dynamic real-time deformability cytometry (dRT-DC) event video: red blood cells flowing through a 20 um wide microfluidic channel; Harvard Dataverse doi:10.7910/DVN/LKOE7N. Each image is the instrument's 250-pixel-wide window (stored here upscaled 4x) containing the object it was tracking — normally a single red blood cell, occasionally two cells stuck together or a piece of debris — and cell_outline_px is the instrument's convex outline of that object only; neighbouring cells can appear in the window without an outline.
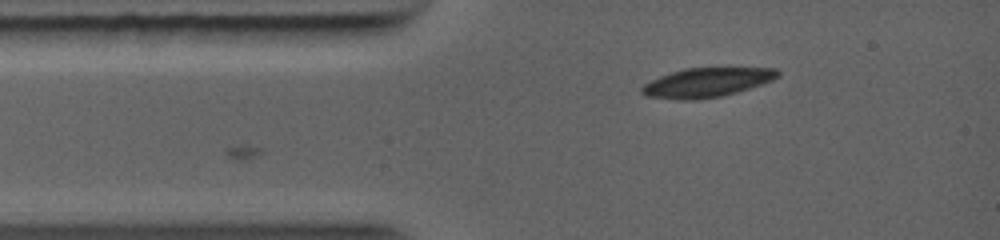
{"species": "common noctule bat (a hibernating species)", "species_latin": "Nyctalus noctula", "temperature_condition": "warm", "stored_images_in_passage": 6, "camera_frame_rate_fps": 5000, "um_per_image_px": 0.085, "animal": {"sex": "female", "body_mass_g": 19.0, "forearm_length_mm": 56.7}, "frame": {"image": 1, "passage_image": 6, "time_ms": 1.8, "image_size_px": [1000, 240], "cell_outline_px": [[780, 76], [772, 80], [736, 92], [720, 96], [696, 100], [680, 100], [644, 96], [640, 92], [640, 88], [644, 84], [660, 76], [684, 68], [776, 68], [780, 72]], "centroid_in_image_um": [60.04, 7.01], "position_along_channel_um": 25.0, "area_um2": 23.06}}